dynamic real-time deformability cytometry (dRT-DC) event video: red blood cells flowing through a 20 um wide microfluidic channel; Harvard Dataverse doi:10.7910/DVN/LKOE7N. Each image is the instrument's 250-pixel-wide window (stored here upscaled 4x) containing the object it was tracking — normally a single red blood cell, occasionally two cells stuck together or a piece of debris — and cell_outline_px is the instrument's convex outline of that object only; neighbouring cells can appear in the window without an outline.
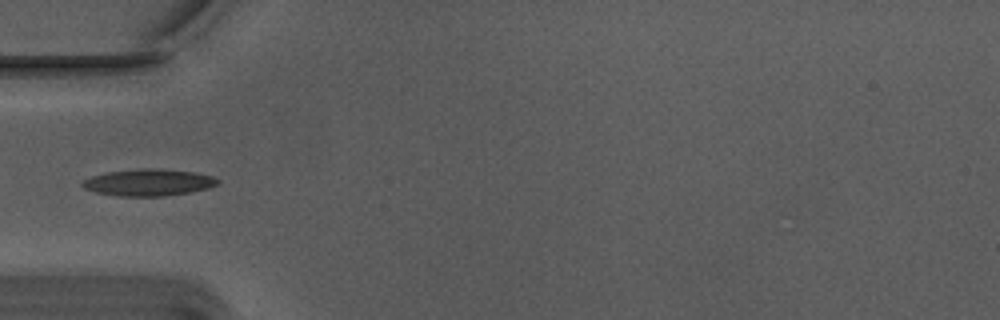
{"species": "Egyptian fruit bat (a non-hibernating species)", "species_latin": "Rousettus aegyptiacus", "temperature_condition": "warm", "stored_images_in_passage": 6, "camera_frame_rate_fps": 3000, "um_per_image_px": 0.085, "animal": {"sex": "male"}, "frame": {"image": 1, "passage_image": 1, "time_ms": 0.0, "image_size_px": [1000, 320], "cell_outline_px": [[220, 184], [208, 188], [192, 192], [164, 196], [120, 196], [96, 192], [84, 188], [80, 184], [84, 180], [92, 176], [108, 172], [140, 168], [152, 168], [196, 172], [212, 176], [220, 180]], "centroid_in_image_um": [12.67, 15.51], "position_along_channel_um": 72.3, "area_um2": 21.15}}
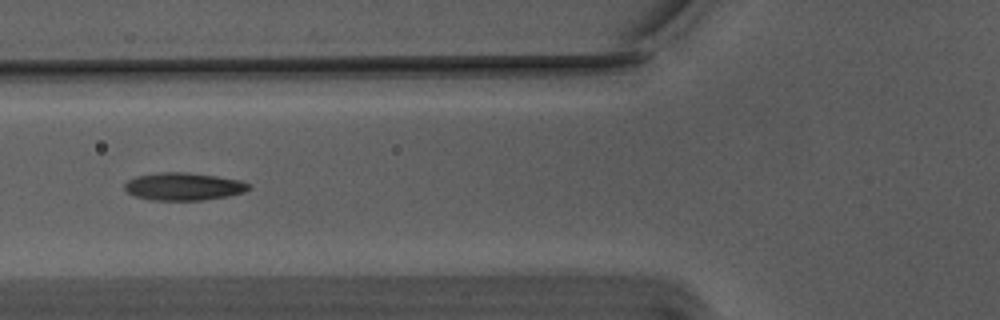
{"frame": {"image": 2, "passage_image": 4, "time_ms": 1.0, "image_size_px": [1000, 320], "cell_outline_px": [[252, 188], [244, 192], [228, 196], [204, 200], [152, 200], [136, 196], [128, 192], [124, 188], [124, 184], [128, 180], [136, 176], [164, 172], [184, 172], [216, 176], [240, 180], [252, 184]], "centroid_in_image_um": [15.65, 15.85], "position_along_channel_um": 110.2, "area_um2": 20.0}}